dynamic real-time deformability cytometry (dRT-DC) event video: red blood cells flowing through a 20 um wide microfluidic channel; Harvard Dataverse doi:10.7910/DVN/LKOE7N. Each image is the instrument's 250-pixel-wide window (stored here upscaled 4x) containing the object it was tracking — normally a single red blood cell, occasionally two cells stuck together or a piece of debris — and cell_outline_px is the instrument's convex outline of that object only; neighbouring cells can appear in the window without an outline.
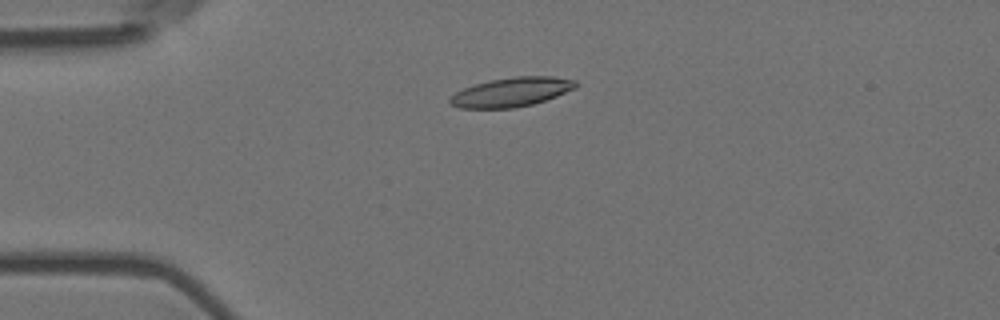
{"species": "Egyptian fruit bat (a non-hibernating species)", "species_latin": "Rousettus aegyptiacus", "temperature_condition": "room temperature", "stored_images_in_passage": 4, "camera_frame_rate_fps": 3000, "um_per_image_px": 0.085, "animal": {"sex": "female"}, "frame": {"image": 1, "passage_image": 4, "time_ms": 1.0, "image_size_px": [1000, 320], "cell_outline_px": [[576, 88], [556, 96], [532, 104], [512, 108], [460, 108], [448, 104], [448, 100], [456, 92], [464, 88], [476, 84], [492, 80], [516, 76], [552, 76], [576, 80]], "centroid_in_image_um": [43.46, 7.83], "position_along_channel_um": 41.5, "area_um2": 21.21}}